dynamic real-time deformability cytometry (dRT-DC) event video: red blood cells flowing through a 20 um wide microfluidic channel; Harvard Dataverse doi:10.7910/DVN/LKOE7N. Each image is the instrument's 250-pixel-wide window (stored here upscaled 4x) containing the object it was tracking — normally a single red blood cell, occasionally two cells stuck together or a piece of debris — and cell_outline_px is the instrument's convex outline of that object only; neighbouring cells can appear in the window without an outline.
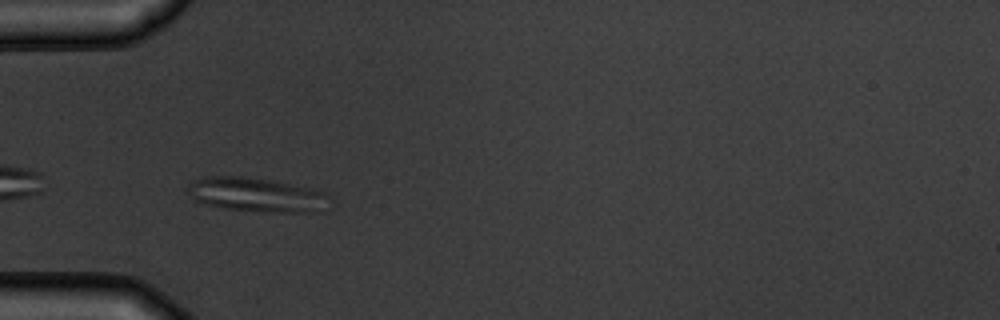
{"species": "common noctule bat (a hibernating species)", "species_latin": "Nyctalus noctula", "temperature_condition": "warm", "stored_images_in_passage": 5, "camera_frame_rate_fps": 3000, "um_per_image_px": 0.085, "animal": {"sex": "male", "body_mass_g": 19.5, "forearm_length_mm": 54.6}, "frame": {"image": 1, "passage_image": 4, "time_ms": 3.333, "image_size_px": [1000, 320], "cell_outline_px": [[332, 208], [328, 212], [260, 212], [224, 208], [208, 204], [196, 200], [188, 192], [188, 180], [204, 176], [240, 176], [272, 180], [320, 192], [328, 196], [332, 200]], "centroid_in_image_um": [21.85, 16.57], "position_along_channel_um": 63.2, "area_um2": 28.55}}
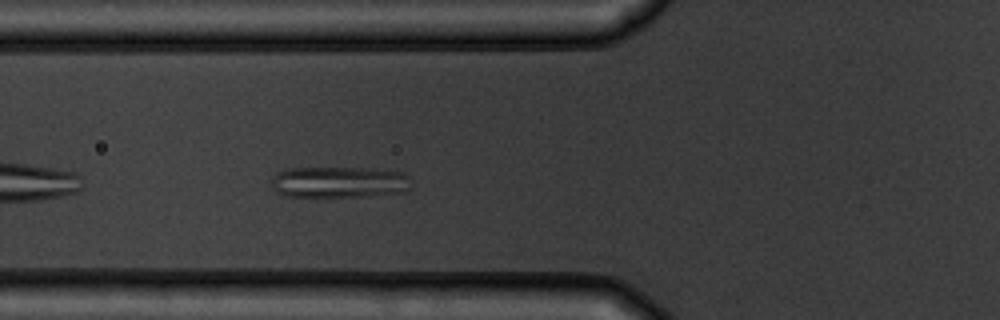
{"frame": {"image": 2, "passage_image": 5, "time_ms": 4.333, "image_size_px": [1000, 320], "cell_outline_px": [[412, 188], [408, 192], [364, 196], [288, 196], [276, 192], [272, 188], [272, 176], [276, 172], [288, 168], [368, 168], [404, 172], [408, 176]], "centroid_in_image_um": [28.86, 15.47], "position_along_channel_um": 96.9, "area_um2": 25.72}}